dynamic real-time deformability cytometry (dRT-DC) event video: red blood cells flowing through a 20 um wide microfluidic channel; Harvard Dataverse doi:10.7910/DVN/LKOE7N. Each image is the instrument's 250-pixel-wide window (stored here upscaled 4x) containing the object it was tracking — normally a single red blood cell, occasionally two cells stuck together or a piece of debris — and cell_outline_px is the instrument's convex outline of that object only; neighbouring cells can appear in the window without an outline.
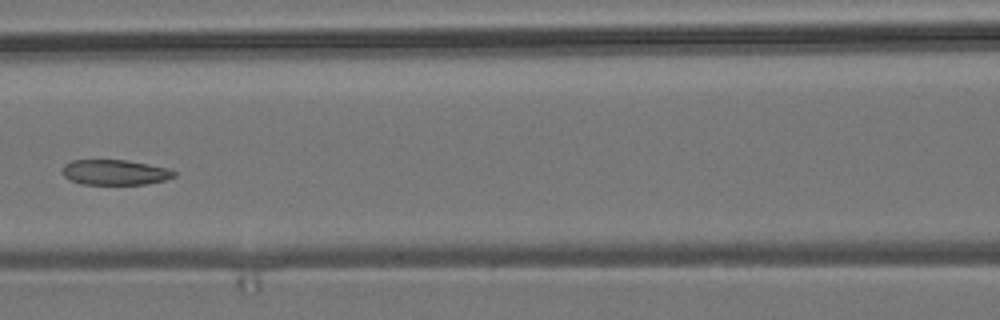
{"species": "common noctule bat (a hibernating species)", "species_latin": "Nyctalus noctula", "temperature_condition": "room temperature", "stored_images_in_passage": 8, "camera_frame_rate_fps": 3000, "um_per_image_px": 0.085, "animal": {"sex": "male", "body_mass_g": 19.2, "forearm_length_mm": 51.8}, "frame": {"image": 1, "passage_image": 7, "time_ms": 7.667, "image_size_px": [1000, 320], "cell_outline_px": [[176, 176], [164, 180], [144, 184], [80, 184], [68, 180], [64, 176], [64, 164], [72, 160], [124, 160], [148, 164], [168, 168], [176, 172]], "centroid_in_image_um": [9.76, 14.65], "position_along_channel_um": 156.8, "area_um2": 16.36}}
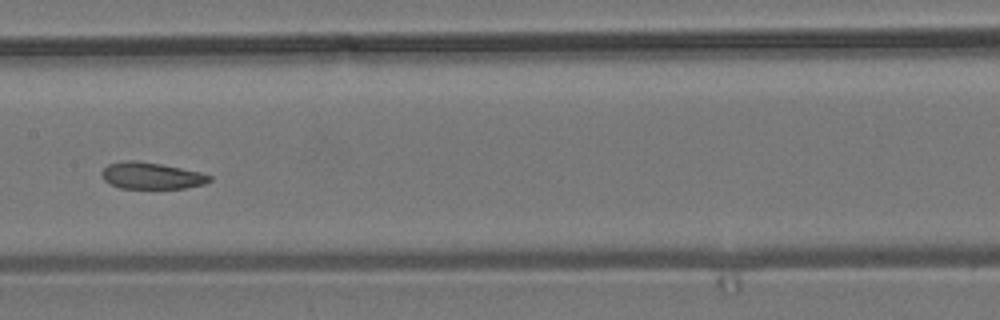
{"frame": {"image": 2, "passage_image": 8, "time_ms": 8.667, "image_size_px": [1000, 320], "cell_outline_px": [[212, 180], [204, 184], [184, 188], [120, 188], [104, 180], [100, 172], [108, 164], [124, 160], [136, 160], [160, 164], [200, 172], [212, 176]], "centroid_in_image_um": [12.86, 14.93], "position_along_channel_um": 194.5, "area_um2": 16.65}}